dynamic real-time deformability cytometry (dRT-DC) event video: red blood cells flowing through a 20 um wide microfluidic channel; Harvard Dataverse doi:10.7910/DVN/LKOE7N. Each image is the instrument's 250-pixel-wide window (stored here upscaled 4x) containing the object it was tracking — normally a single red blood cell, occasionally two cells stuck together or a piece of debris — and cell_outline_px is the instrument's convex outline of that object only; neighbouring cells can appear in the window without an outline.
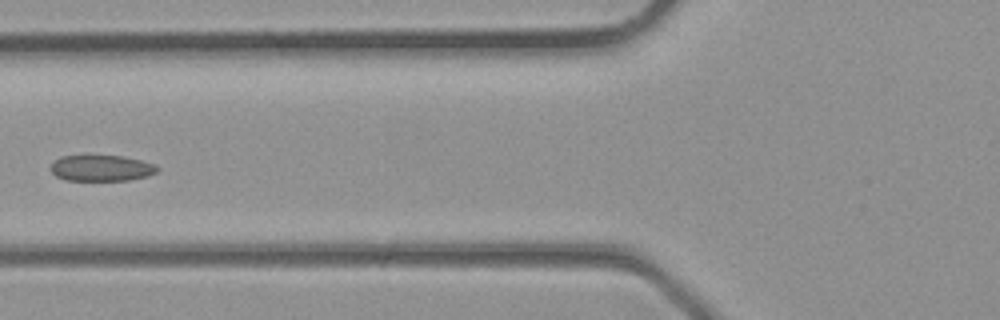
{"species": "common noctule bat (a hibernating species)", "species_latin": "Nyctalus noctula", "temperature_condition": "room temperature", "stored_images_in_passage": 4, "camera_frame_rate_fps": 3000, "um_per_image_px": 0.085, "animal": {"sex": "male", "body_mass_g": 23.1, "forearm_length_mm": 52.7}, "frame": {"image": 1, "passage_image": 4, "time_ms": 1.0, "image_size_px": [1000, 320], "cell_outline_px": [[160, 168], [156, 172], [148, 176], [128, 180], [64, 180], [56, 176], [48, 168], [60, 156], [124, 156], [156, 164]], "centroid_in_image_um": [8.63, 14.29], "position_along_channel_um": 117.2, "area_um2": 16.18}}